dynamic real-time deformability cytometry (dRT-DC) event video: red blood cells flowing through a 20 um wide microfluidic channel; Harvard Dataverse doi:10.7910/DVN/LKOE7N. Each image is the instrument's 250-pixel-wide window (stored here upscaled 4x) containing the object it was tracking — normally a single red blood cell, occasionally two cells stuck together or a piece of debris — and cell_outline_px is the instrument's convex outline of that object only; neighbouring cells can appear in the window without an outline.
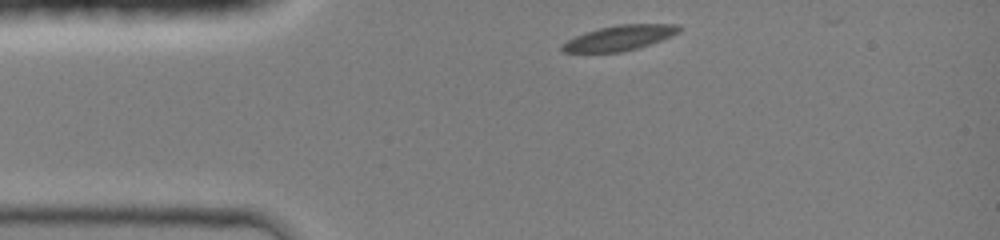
{"species": "common noctule bat (a hibernating species)", "species_latin": "Nyctalus noctula", "temperature_condition": "room temperature", "stored_images_in_passage": 31, "camera_frame_rate_fps": 3000, "um_per_image_px": 0.085, "animal": {"sex": "female", "body_mass_g": 19.0, "forearm_length_mm": 51.5}, "frame": {"image": 1, "passage_image": 1, "time_ms": 0.0, "image_size_px": [1000, 240], "cell_outline_px": [[684, 28], [680, 32], [672, 36], [624, 52], [564, 52], [560, 48], [568, 40], [584, 32], [600, 28], [620, 24], [680, 24]], "centroid_in_image_um": [52.72, 3.21], "position_along_channel_um": 32.3, "area_um2": 16.99}}
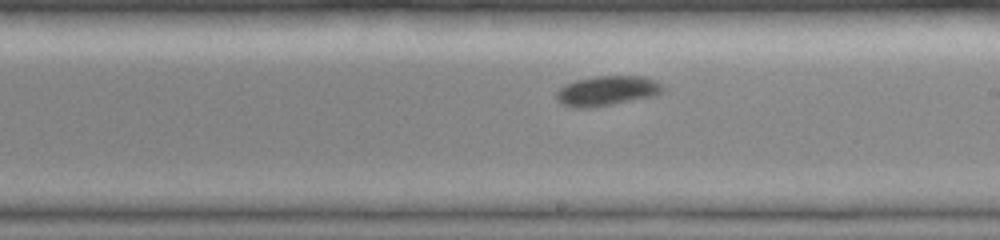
{"frame": {"image": 2, "passage_image": 18, "time_ms": 5.667, "image_size_px": [1000, 240], "cell_outline_px": [[664, 88], [656, 96], [592, 108], [572, 108], [560, 104], [556, 100], [556, 92], [564, 84], [576, 80], [596, 76], [644, 76], [656, 80]], "centroid_in_image_um": [51.56, 7.73], "position_along_channel_um": 237.4, "area_um2": 18.79}}
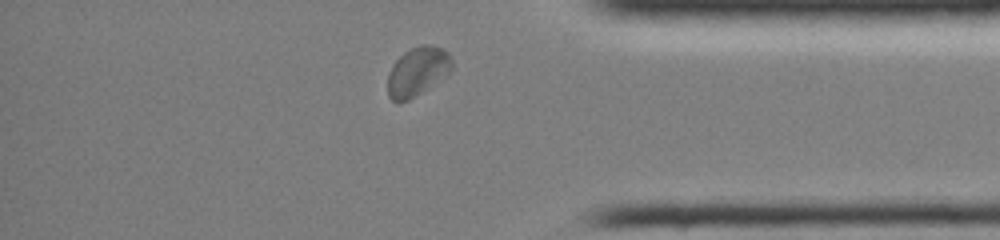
{"frame": {"image": 3, "passage_image": 30, "time_ms": 9.667, "image_size_px": [1000, 240], "cell_outline_px": [[452, 68], [448, 76], [408, 100], [400, 104], [396, 104], [388, 96], [388, 72], [392, 64], [404, 52], [420, 44], [432, 44], [448, 52], [452, 60]], "centroid_in_image_um": [35.49, 6.09], "position_along_channel_um": 399.7, "area_um2": 18.67}}